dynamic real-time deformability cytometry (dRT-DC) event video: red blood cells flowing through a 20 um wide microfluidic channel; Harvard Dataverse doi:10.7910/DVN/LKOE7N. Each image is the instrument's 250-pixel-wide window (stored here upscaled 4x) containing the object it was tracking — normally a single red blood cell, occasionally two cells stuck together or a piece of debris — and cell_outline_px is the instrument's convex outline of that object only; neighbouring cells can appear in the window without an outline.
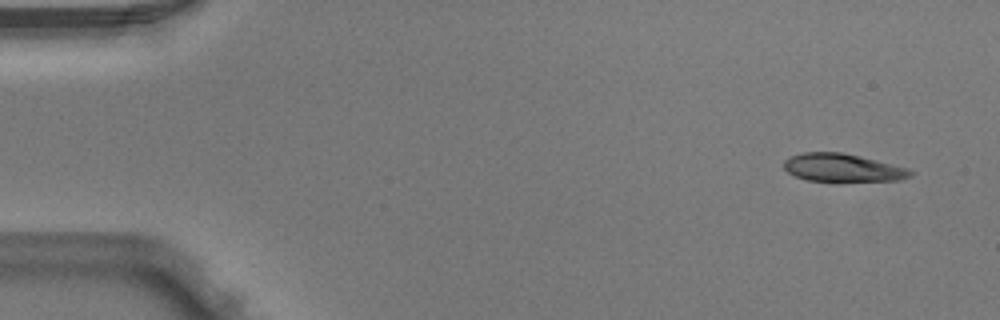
{"species": "Egyptian fruit bat (a non-hibernating species)", "species_latin": "Rousettus aegyptiacus", "temperature_condition": "warm", "stored_images_in_passage": 4, "camera_frame_rate_fps": 3000, "um_per_image_px": 0.085, "animal": {"sex": "male"}, "frame": {"image": 1, "passage_image": 1, "time_ms": 0.0, "image_size_px": [1000, 320], "cell_outline_px": [[916, 172], [912, 176], [900, 180], [804, 180], [788, 172], [784, 168], [784, 160], [788, 156], [804, 152], [840, 152], [860, 156], [908, 168]], "centroid_in_image_um": [71.62, 14.24], "position_along_channel_um": 13.4, "area_um2": 20.4}}
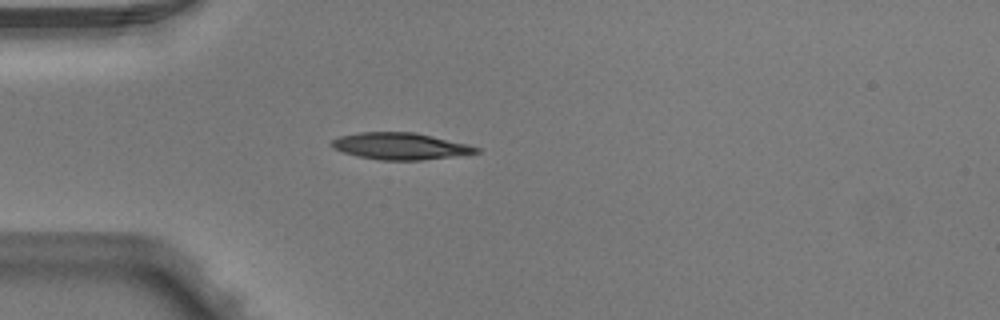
{"frame": {"image": 2, "passage_image": 4, "time_ms": 1.0, "image_size_px": [1000, 320], "cell_outline_px": [[480, 152], [456, 156], [420, 160], [380, 160], [360, 156], [344, 152], [332, 148], [328, 144], [332, 140], [340, 136], [360, 132], [416, 132], [468, 144], [480, 148]], "centroid_in_image_um": [34.03, 12.41], "position_along_channel_um": 51.0, "area_um2": 22.54}}